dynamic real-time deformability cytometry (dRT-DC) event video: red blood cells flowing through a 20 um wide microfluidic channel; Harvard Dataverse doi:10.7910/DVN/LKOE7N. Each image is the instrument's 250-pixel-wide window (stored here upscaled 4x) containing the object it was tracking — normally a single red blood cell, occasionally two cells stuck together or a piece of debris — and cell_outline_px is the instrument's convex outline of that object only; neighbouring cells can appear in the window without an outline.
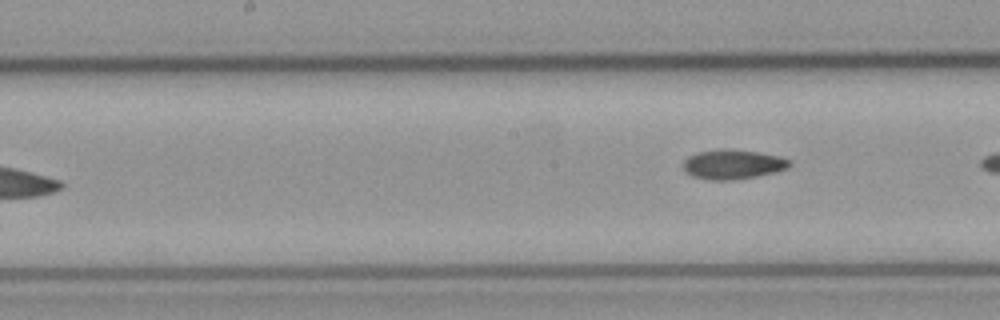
{"species": "common noctule bat (a hibernating species)", "species_latin": "Nyctalus noctula", "temperature_condition": "cold", "stored_images_in_passage": 5, "camera_frame_rate_fps": 3000, "um_per_image_px": 0.085, "animal": {"sex": "male", "body_mass_g": 23.1, "forearm_length_mm": 52.7}, "frame": {"image": 1, "passage_image": 5, "time_ms": 4.667, "image_size_px": [1000, 320], "cell_outline_px": [[792, 164], [788, 168], [776, 172], [756, 176], [732, 180], [708, 180], [692, 176], [684, 172], [684, 160], [688, 156], [696, 152], [720, 148], [756, 152], [780, 156], [788, 160]], "centroid_in_image_um": [62.26, 13.97], "position_along_channel_um": 185.9, "area_um2": 18.38}}